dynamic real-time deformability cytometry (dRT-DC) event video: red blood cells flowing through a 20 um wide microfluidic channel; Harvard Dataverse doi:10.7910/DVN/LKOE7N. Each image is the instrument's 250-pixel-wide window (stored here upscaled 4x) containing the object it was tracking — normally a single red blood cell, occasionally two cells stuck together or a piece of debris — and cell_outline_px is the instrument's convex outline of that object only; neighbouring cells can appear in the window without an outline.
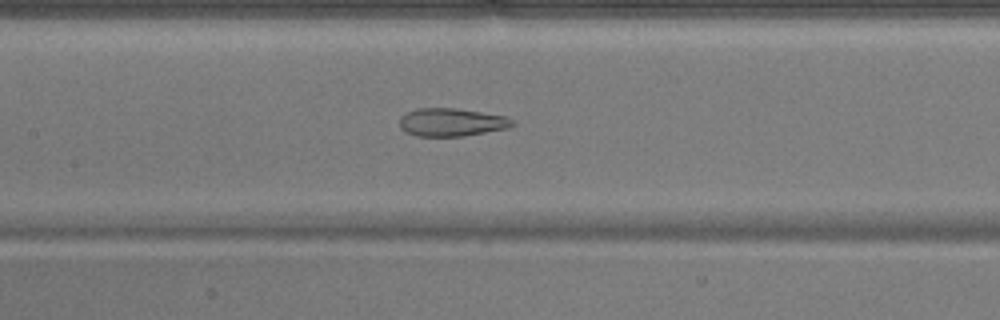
{"species": "common noctule bat (a hibernating species)", "species_latin": "Nyctalus noctula", "temperature_condition": "warm", "stored_images_in_passage": 39, "camera_frame_rate_fps": 3000, "um_per_image_px": 0.085, "animal": {"sex": "male", "body_mass_g": 17.9}, "frame": {"image": 1, "passage_image": 12, "time_ms": 3.667, "image_size_px": [1000, 320], "cell_outline_px": [[516, 124], [508, 128], [464, 136], [416, 136], [404, 132], [400, 128], [400, 116], [416, 108], [456, 108], [504, 116], [512, 120]], "centroid_in_image_um": [38.35, 10.39], "position_along_channel_um": 169.1, "area_um2": 18.44}}
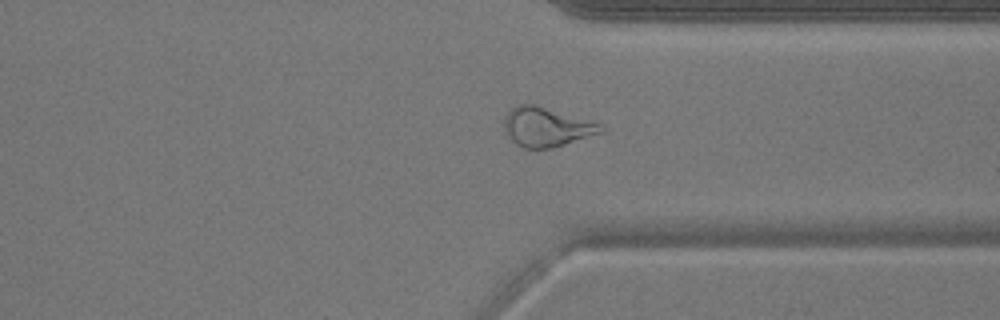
{"frame": {"image": 2, "passage_image": 27, "time_ms": 8.667, "image_size_px": [1000, 320], "cell_outline_px": [[604, 132], [552, 148], [524, 148], [516, 144], [508, 136], [504, 128], [504, 116], [516, 104], [536, 104], [600, 124], [604, 128]], "centroid_in_image_um": [46.42, 10.79], "position_along_channel_um": 365.0, "area_um2": 21.96}}
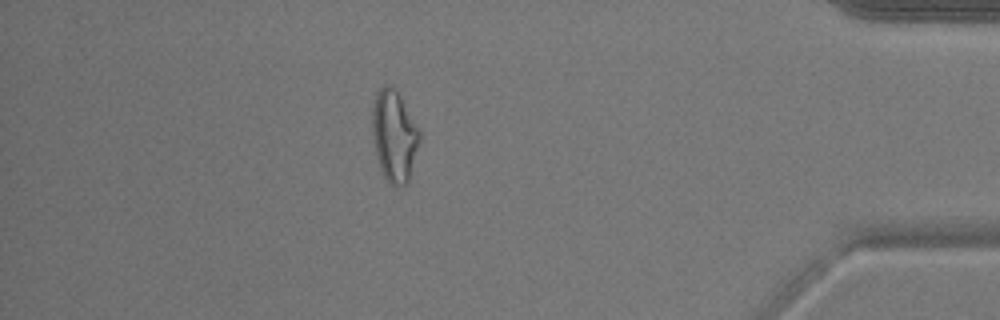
{"frame": {"image": 3, "passage_image": 33, "time_ms": 10.667, "image_size_px": [1000, 320], "cell_outline_px": [[420, 140], [408, 180], [404, 184], [396, 188], [384, 176], [380, 168], [376, 156], [372, 132], [372, 108], [376, 92], [384, 84], [392, 84], [396, 88], [420, 128]], "centroid_in_image_um": [33.5, 11.48], "position_along_channel_um": 401.7, "area_um2": 25.43}, "authors_computed_cell_mechanics": {"area_um2": 20.9814, "velocity_mm_per_s": 3.9322, "shape_relaxation_time_tau1_ms": null, "shape_relaxation_time_tau2_ms": 1.8139, "deformation_change_tau1": null, "deformation_change_tau2": 0.118}}